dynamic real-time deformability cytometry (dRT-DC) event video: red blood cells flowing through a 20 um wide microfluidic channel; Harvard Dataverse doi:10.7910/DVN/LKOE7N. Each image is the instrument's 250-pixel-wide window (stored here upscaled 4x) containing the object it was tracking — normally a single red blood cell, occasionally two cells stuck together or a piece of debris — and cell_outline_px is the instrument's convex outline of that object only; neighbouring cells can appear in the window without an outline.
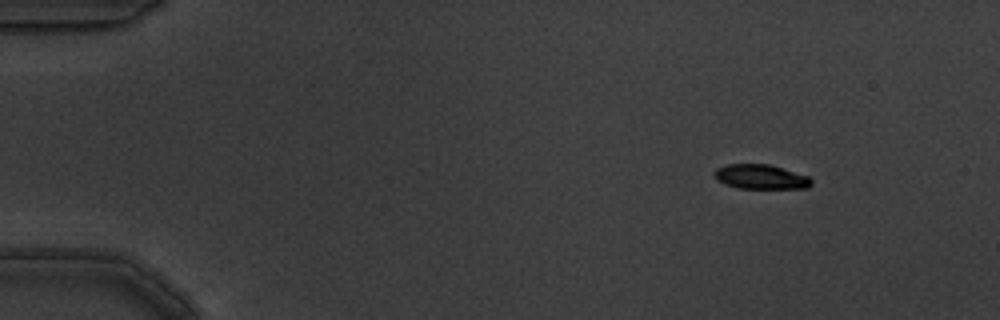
{"species": "common noctule bat (a hibernating species)", "species_latin": "Nyctalus noctula", "temperature_condition": "warm", "stored_images_in_passage": 4, "camera_frame_rate_fps": 3000, "um_per_image_px": 0.085, "animal": {"sex": "male", "body_mass_g": 19.5, "forearm_length_mm": 54.6}, "frame": {"image": 1, "passage_image": 1, "time_ms": 0.0, "image_size_px": [1000, 320], "cell_outline_px": [[812, 184], [808, 188], [740, 188], [724, 184], [716, 180], [712, 176], [712, 172], [716, 168], [724, 164], [768, 164], [808, 176], [812, 180]], "centroid_in_image_um": [64.59, 15.02], "position_along_channel_um": 20.4, "area_um2": 13.99}}
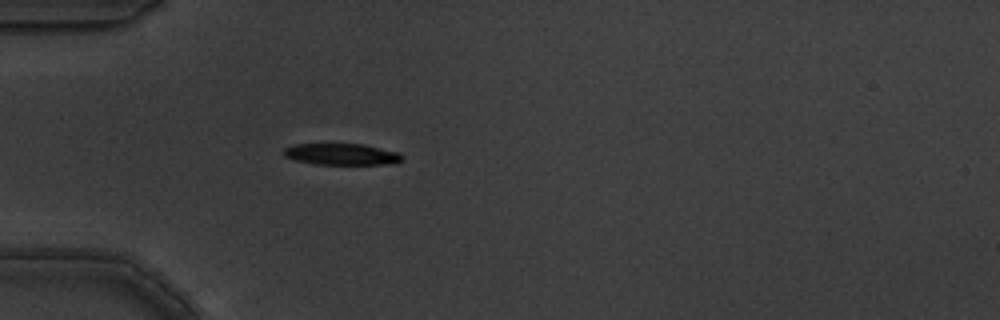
{"frame": {"image": 2, "passage_image": 4, "time_ms": 1.0, "image_size_px": [1000, 320], "cell_outline_px": [[404, 160], [384, 164], [312, 164], [292, 160], [284, 156], [284, 148], [292, 144], [364, 144], [400, 152], [404, 156]], "centroid_in_image_um": [29.02, 13.11], "position_along_channel_um": 56.0, "area_um2": 14.97}}